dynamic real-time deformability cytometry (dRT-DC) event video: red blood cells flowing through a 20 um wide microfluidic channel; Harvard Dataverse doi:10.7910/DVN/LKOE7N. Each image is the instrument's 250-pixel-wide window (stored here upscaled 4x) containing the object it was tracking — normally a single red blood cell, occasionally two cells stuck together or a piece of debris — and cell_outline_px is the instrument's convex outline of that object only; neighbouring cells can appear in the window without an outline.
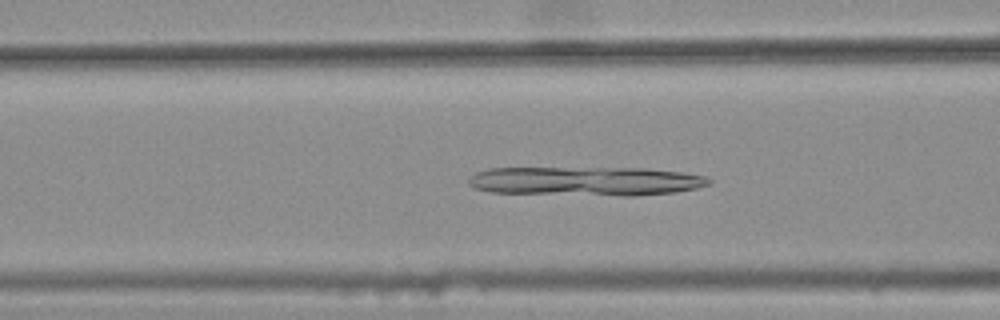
{"species": "common noctule bat (a hibernating species)", "species_latin": "Nyctalus noctula", "temperature_condition": "warm", "stored_images_in_passage": 44, "camera_frame_rate_fps": 3000, "um_per_image_px": 0.085, "animal": {"sex": "female", "body_mass_g": 25.1}, "frame": {"image": 1, "passage_image": 20, "time_ms": 6.333, "image_size_px": [1000, 320], "cell_outline_px": [[712, 184], [696, 188], [676, 192], [632, 196], [624, 196], [492, 192], [476, 188], [468, 184], [468, 180], [476, 172], [488, 168], [644, 168], [680, 172], [704, 176], [712, 180]], "centroid_in_image_um": [49.82, 15.4], "position_along_channel_um": 116.8, "area_um2": 40.75}}
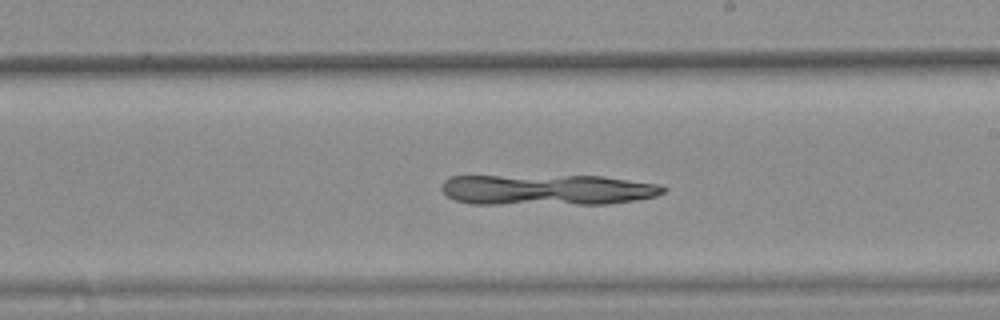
{"frame": {"image": 2, "passage_image": 30, "time_ms": 9.667, "image_size_px": [1000, 320], "cell_outline_px": [[668, 188], [664, 192], [656, 196], [608, 204], [472, 204], [456, 200], [448, 196], [440, 188], [444, 180], [448, 176], [604, 176], [660, 184]], "centroid_in_image_um": [46.53, 16.13], "position_along_channel_um": 242.5, "area_um2": 40.0}}
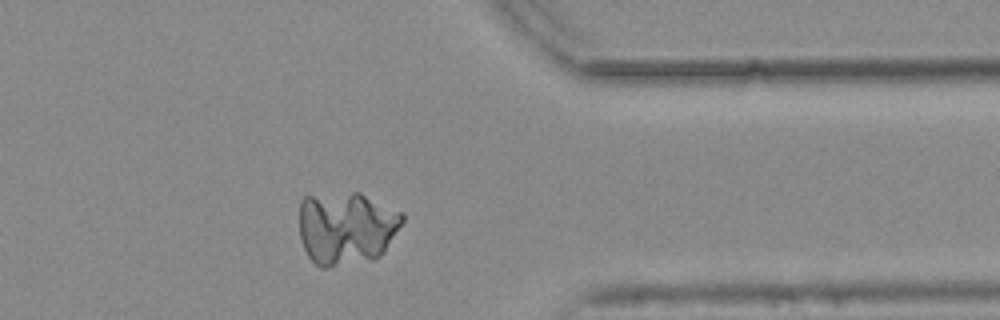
{"frame": {"image": 3, "passage_image": 42, "time_ms": 13.667, "image_size_px": [1000, 320], "cell_outline_px": [[404, 220], [384, 252], [380, 256], [372, 260], [328, 268], [320, 268], [308, 256], [300, 240], [300, 200], [304, 196], [352, 192], [360, 192], [400, 212], [404, 216]], "centroid_in_image_um": [29.42, 19.39], "position_along_channel_um": 382.0, "area_um2": 44.16}}